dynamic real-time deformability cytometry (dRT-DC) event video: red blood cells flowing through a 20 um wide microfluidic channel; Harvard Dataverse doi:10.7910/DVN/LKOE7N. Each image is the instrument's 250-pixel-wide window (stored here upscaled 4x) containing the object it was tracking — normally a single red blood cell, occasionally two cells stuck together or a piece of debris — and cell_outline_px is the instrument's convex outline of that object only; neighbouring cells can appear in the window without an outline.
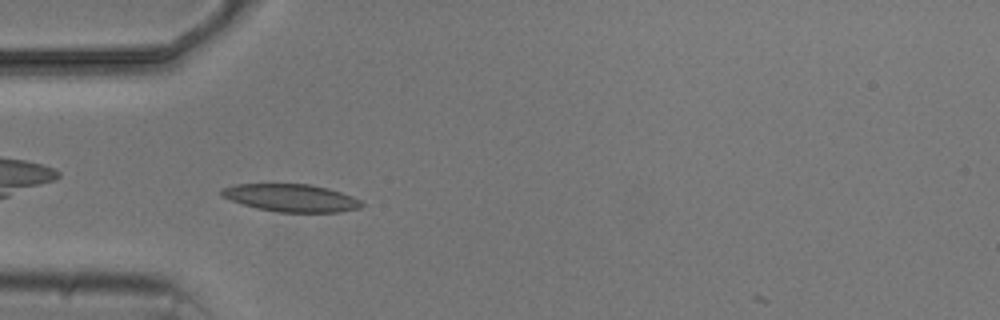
{"species": "common noctule bat (a hibernating species)", "species_latin": "Nyctalus noctula", "temperature_condition": "cold", "stored_images_in_passage": 2, "camera_frame_rate_fps": 3000, "um_per_image_px": 0.085, "animal": {"sex": "male", "body_mass_g": 20.5, "forearm_length_mm": 52.5}, "frame": {"image": 1, "passage_image": 1, "time_ms": 0.0, "image_size_px": [1000, 320], "cell_outline_px": [[364, 204], [360, 208], [340, 212], [280, 212], [256, 208], [220, 196], [220, 188], [236, 184], [308, 184], [328, 188], [352, 196], [360, 200]], "centroid_in_image_um": [24.74, 16.82], "position_along_channel_um": 60.3, "area_um2": 22.48}}
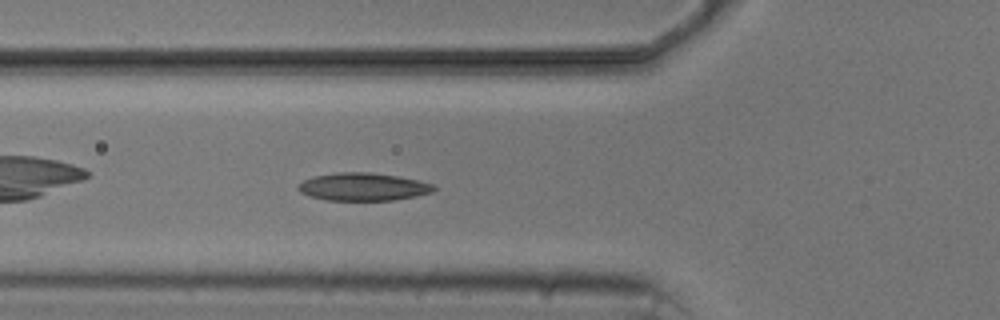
{"frame": {"image": 2, "passage_image": 2, "time_ms": 1.0, "image_size_px": [1000, 320], "cell_outline_px": [[436, 188], [432, 192], [416, 196], [392, 200], [328, 200], [308, 196], [300, 192], [296, 188], [304, 180], [316, 176], [336, 172], [368, 172], [396, 176], [416, 180], [432, 184]], "centroid_in_image_um": [30.84, 15.88], "position_along_channel_um": 95.0, "area_um2": 21.73}}